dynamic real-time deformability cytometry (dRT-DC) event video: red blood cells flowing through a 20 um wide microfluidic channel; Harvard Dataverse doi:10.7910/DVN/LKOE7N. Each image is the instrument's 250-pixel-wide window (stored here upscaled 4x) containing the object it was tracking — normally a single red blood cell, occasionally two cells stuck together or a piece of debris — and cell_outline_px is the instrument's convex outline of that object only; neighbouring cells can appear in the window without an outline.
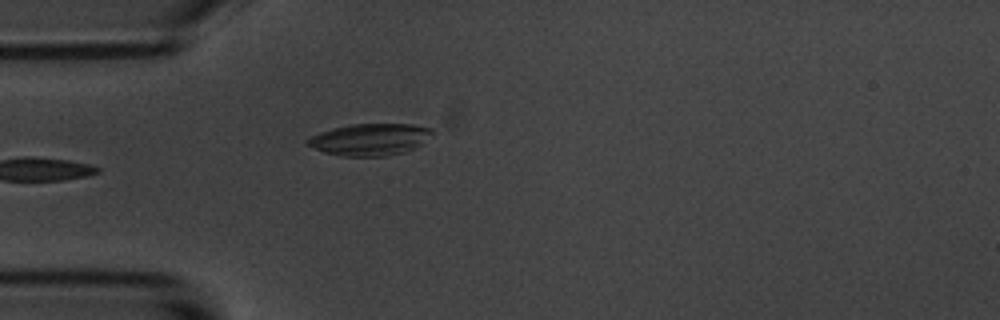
{"species": "common noctule bat (a hibernating species)", "species_latin": "Nyctalus noctula", "temperature_condition": "room temperature", "stored_images_in_passage": 5, "camera_frame_rate_fps": 3000, "um_per_image_px": 0.085, "animal": {"sex": "male", "body_mass_g": 20.1, "forearm_length_mm": 53.5}, "frame": {"image": 1, "passage_image": 5, "time_ms": 5.333, "image_size_px": [1000, 320], "cell_outline_px": [[436, 132], [416, 148], [404, 152], [388, 156], [340, 156], [324, 152], [304, 144], [304, 140], [320, 132], [332, 128], [348, 124], [412, 124], [432, 128]], "centroid_in_image_um": [31.45, 11.85], "position_along_channel_um": 53.5, "area_um2": 23.47}}